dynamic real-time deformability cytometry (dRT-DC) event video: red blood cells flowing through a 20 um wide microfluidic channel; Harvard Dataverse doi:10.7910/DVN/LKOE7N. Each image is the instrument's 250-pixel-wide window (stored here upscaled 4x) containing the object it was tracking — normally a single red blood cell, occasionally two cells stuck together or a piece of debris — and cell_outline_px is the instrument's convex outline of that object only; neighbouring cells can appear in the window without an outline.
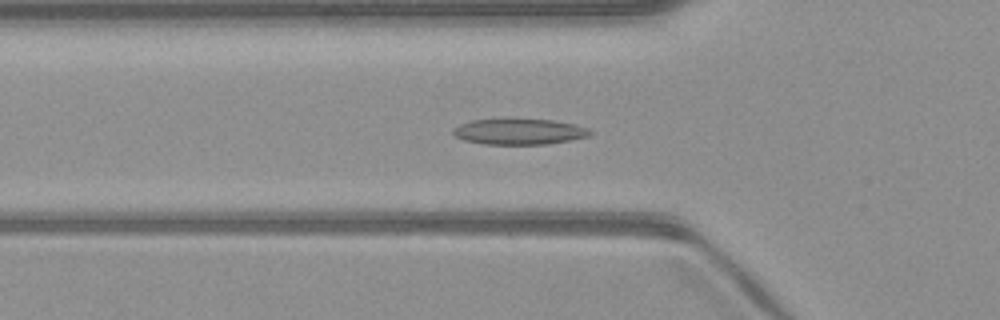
{"species": "common noctule bat (a hibernating species)", "species_latin": "Nyctalus noctula", "temperature_condition": "warm", "stored_images_in_passage": 51, "camera_frame_rate_fps": 3000, "um_per_image_px": 0.085, "animal": {"sex": "male", "body_mass_g": 23.1, "forearm_length_mm": 52.7}, "frame": {"image": 1, "passage_image": 17, "time_ms": 5.333, "image_size_px": [1000, 320], "cell_outline_px": [[592, 132], [588, 136], [548, 144], [484, 144], [464, 140], [456, 136], [452, 132], [452, 128], [460, 124], [472, 120], [552, 120], [576, 124], [588, 128]], "centroid_in_image_um": [44.12, 11.2], "position_along_channel_um": 81.7, "area_um2": 20.23}}
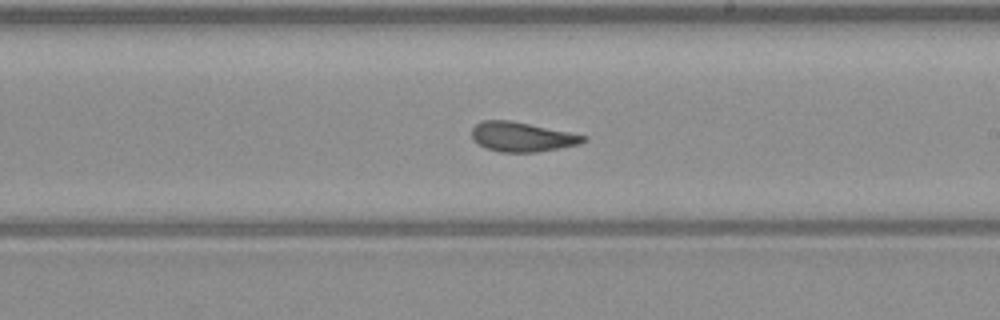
{"frame": {"image": 2, "passage_image": 29, "time_ms": 9.333, "image_size_px": [1000, 320], "cell_outline_px": [[588, 140], [580, 144], [560, 148], [536, 152], [500, 152], [484, 148], [472, 140], [472, 128], [480, 120], [512, 120], [588, 136]], "centroid_in_image_um": [44.36, 11.63], "position_along_channel_um": 244.6, "area_um2": 19.48}}
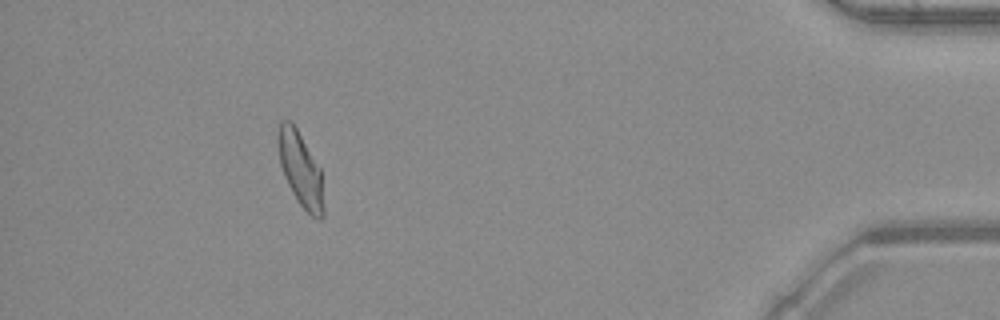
{"frame": {"image": 3, "passage_image": 46, "time_ms": 15.0, "image_size_px": [1000, 320], "cell_outline_px": [[324, 216], [320, 220], [316, 220], [296, 200], [284, 176], [280, 164], [276, 140], [276, 136], [280, 120], [292, 120], [320, 168], [324, 208]], "centroid_in_image_um": [25.52, 14.37], "position_along_channel_um": 409.7, "area_um2": 19.94}, "authors_computed_cell_mechanics": {"area_um2": 20.2878, "velocity_mm_per_s": 4.0593, "shape_relaxation_time_tau1_ms": 6.5213, "shape_relaxation_time_tau2_ms": 1.8687, "deformation_change_tau1": 0.1974, "deformation_change_tau2": 0.0961}}